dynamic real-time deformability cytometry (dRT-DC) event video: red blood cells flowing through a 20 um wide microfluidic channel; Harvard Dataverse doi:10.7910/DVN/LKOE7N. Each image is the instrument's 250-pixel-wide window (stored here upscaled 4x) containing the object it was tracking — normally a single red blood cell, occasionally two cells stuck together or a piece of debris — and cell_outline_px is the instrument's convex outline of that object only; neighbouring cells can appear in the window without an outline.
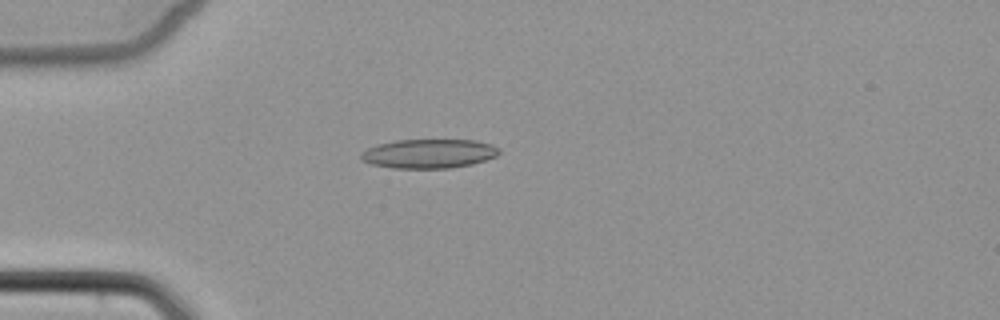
{"species": "common noctule bat (a hibernating species)", "species_latin": "Nyctalus noctula", "temperature_condition": "cold", "stored_images_in_passage": 5, "camera_frame_rate_fps": 3000, "um_per_image_px": 0.085, "animal": {"sex": "female", "body_mass_g": 22.7, "forearm_length_mm": 54.2}, "frame": {"image": 1, "passage_image": 5, "time_ms": 4.667, "image_size_px": [1000, 320], "cell_outline_px": [[500, 152], [496, 156], [472, 164], [452, 168], [392, 168], [372, 164], [360, 160], [360, 152], [376, 144], [396, 140], [476, 140], [492, 144], [500, 148]], "centroid_in_image_um": [36.44, 13.05], "position_along_channel_um": 48.6, "area_um2": 23.64}}